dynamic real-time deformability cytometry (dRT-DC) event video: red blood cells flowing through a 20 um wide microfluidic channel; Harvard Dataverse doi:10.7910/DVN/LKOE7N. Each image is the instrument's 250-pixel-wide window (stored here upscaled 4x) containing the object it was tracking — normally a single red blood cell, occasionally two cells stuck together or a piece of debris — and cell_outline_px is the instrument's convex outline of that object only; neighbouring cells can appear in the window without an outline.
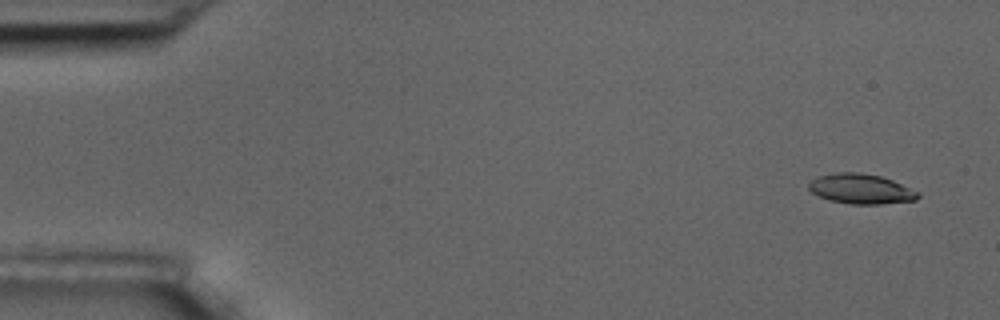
{"species": "common noctule bat (a hibernating species)", "species_latin": "Nyctalus noctula", "temperature_condition": "room temperature", "stored_images_in_passage": 4, "camera_frame_rate_fps": 3000, "um_per_image_px": 0.085, "animal": {"sex": "male", "body_mass_g": 17.5, "forearm_length_mm": 52.3}, "frame": {"image": 1, "passage_image": 1, "time_ms": 0.0, "image_size_px": [1000, 320], "cell_outline_px": [[920, 196], [916, 200], [880, 204], [848, 204], [828, 200], [812, 192], [808, 188], [808, 184], [812, 180], [820, 176], [836, 172], [860, 172], [880, 176], [892, 180], [920, 192]], "centroid_in_image_um": [73.19, 16.06], "position_along_channel_um": 11.8, "area_um2": 19.07}}
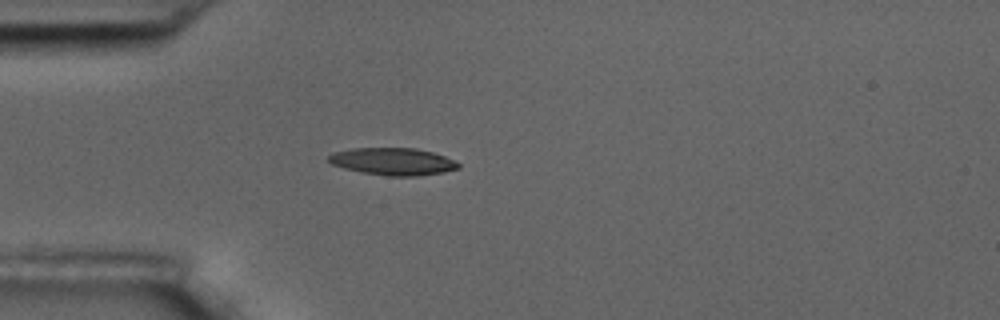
{"frame": {"image": 2, "passage_image": 4, "time_ms": 4.333, "image_size_px": [1000, 320], "cell_outline_px": [[460, 168], [444, 172], [420, 176], [388, 176], [364, 172], [344, 168], [332, 164], [328, 160], [328, 156], [332, 152], [352, 148], [416, 148], [432, 152], [444, 156], [460, 164]], "centroid_in_image_um": [33.4, 13.72], "position_along_channel_um": 51.6, "area_um2": 20.58}}